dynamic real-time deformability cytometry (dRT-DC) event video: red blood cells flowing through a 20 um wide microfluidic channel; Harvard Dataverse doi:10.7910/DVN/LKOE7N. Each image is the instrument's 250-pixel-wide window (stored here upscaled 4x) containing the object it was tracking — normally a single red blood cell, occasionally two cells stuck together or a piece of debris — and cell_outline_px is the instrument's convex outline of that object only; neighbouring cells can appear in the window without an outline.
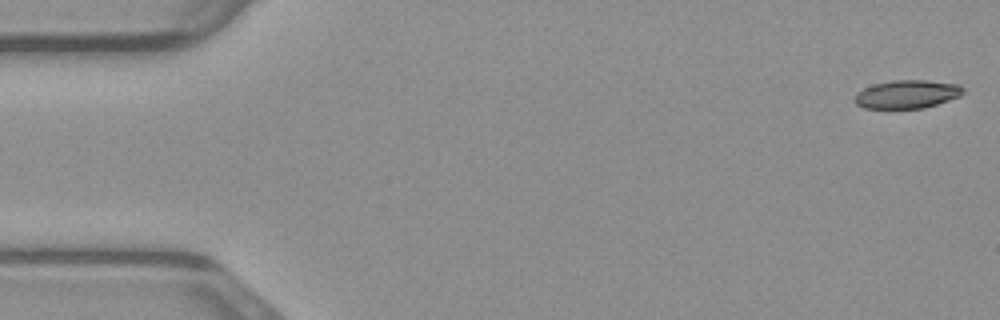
{"species": "common noctule bat (a hibernating species)", "species_latin": "Nyctalus noctula", "temperature_condition": "warm", "stored_images_in_passage": 48, "camera_frame_rate_fps": 3000, "um_per_image_px": 0.085, "animal": {"sex": "male", "body_mass_g": 23.1, "forearm_length_mm": 52.7}, "frame": {"image": 1, "passage_image": 1, "time_ms": 0.0, "image_size_px": [1000, 320], "cell_outline_px": [[964, 92], [960, 96], [924, 108], [864, 108], [856, 104], [852, 100], [856, 92], [864, 88], [876, 84], [892, 80], [924, 80], [960, 84], [964, 88]], "centroid_in_image_um": [77.08, 8.0], "position_along_channel_um": 7.9, "area_um2": 17.92}}
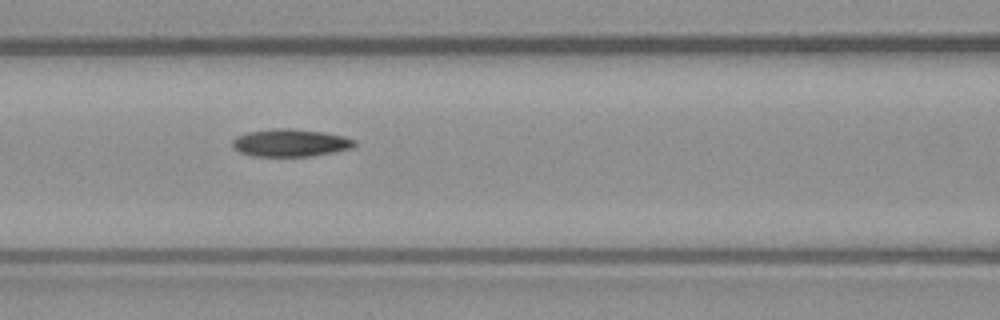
{"frame": {"image": 2, "passage_image": 20, "time_ms": 6.333, "image_size_px": [1000, 320], "cell_outline_px": [[356, 144], [352, 148], [312, 156], [252, 156], [240, 152], [232, 148], [232, 140], [236, 136], [248, 132], [276, 128], [292, 128], [320, 132], [344, 136], [356, 140]], "centroid_in_image_um": [24.66, 12.14], "position_along_channel_um": 141.9, "area_um2": 19.59}}
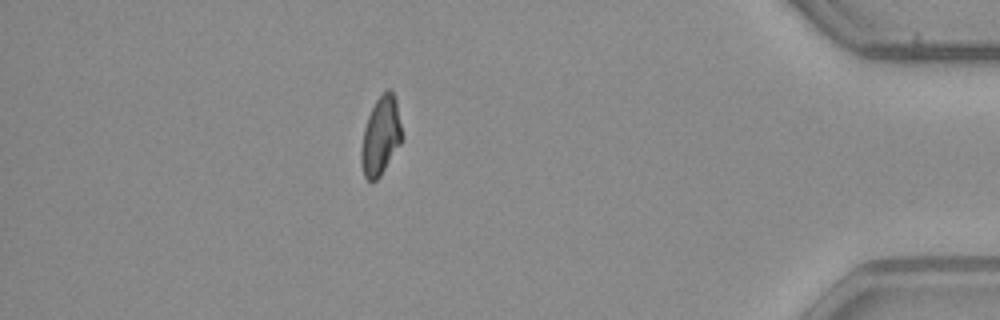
{"frame": {"image": 3, "passage_image": 42, "time_ms": 13.667, "image_size_px": [1000, 320], "cell_outline_px": [[400, 144], [380, 176], [376, 180], [368, 180], [364, 176], [360, 160], [360, 152], [364, 128], [368, 116], [376, 100], [388, 88], [392, 92], [396, 100], [400, 124]], "centroid_in_image_um": [32.32, 11.57], "position_along_channel_um": 402.9, "area_um2": 18.09}}